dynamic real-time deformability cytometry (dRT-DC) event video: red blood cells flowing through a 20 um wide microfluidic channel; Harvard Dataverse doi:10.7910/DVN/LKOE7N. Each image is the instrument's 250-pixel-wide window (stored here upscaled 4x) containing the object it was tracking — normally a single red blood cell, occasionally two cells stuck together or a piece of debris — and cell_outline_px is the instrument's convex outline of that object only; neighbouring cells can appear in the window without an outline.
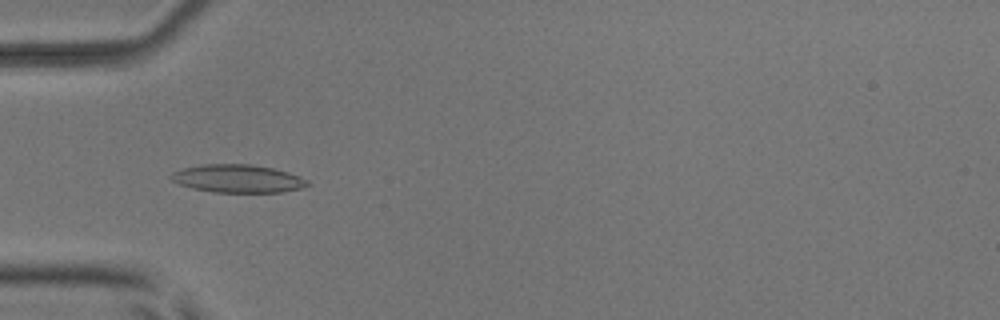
{"species": "common noctule bat (a hibernating species)", "species_latin": "Nyctalus noctula", "temperature_condition": "room temperature", "stored_images_in_passage": 38, "camera_frame_rate_fps": 3000, "um_per_image_px": 0.085, "animal": {"sex": "male", "body_mass_g": 17.9, "forearm_length_mm": 54.2}, "frame": {"image": 1, "passage_image": 6, "time_ms": 1.667, "image_size_px": [1000, 320], "cell_outline_px": [[312, 184], [300, 188], [280, 192], [212, 192], [192, 188], [180, 184], [172, 180], [168, 176], [172, 172], [184, 168], [200, 164], [252, 164], [272, 168], [288, 172], [300, 176], [308, 180]], "centroid_in_image_um": [20.21, 15.17], "position_along_channel_um": 64.8, "area_um2": 22.31}}
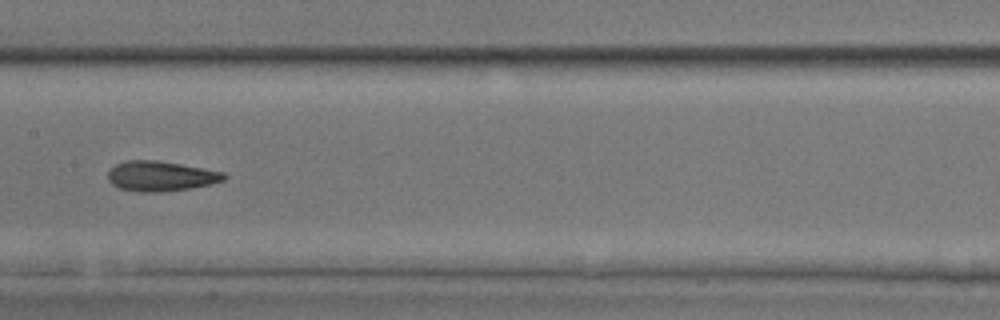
{"frame": {"image": 2, "passage_image": 16, "time_ms": 5.0, "image_size_px": [1000, 320], "cell_outline_px": [[228, 176], [224, 180], [212, 184], [188, 188], [160, 192], [140, 192], [120, 188], [112, 184], [108, 180], [108, 172], [116, 164], [124, 160], [156, 160], [180, 164], [224, 172]], "centroid_in_image_um": [13.66, 14.96], "position_along_channel_um": 193.7, "area_um2": 20.23}}
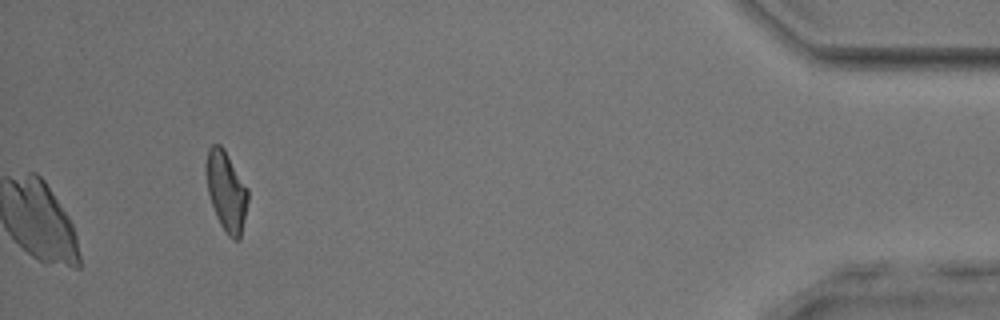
{"frame": {"image": 3, "passage_image": 38, "time_ms": 12.333, "image_size_px": [1000, 320], "cell_outline_px": [[248, 200], [240, 240], [232, 240], [228, 236], [220, 224], [216, 216], [208, 192], [204, 164], [208, 148], [212, 144], [220, 144], [224, 148], [248, 188]], "centroid_in_image_um": [19.22, 16.23], "position_along_channel_um": 416.0, "area_um2": 19.65}, "authors_computed_cell_mechanics": {"area_um2": 20.0566, "velocity_mm_per_s": 3.9293, "shape_relaxation_time_tau1_ms": 4.8099, "shape_relaxation_time_tau2_ms": 1.9925, "deformation_change_tau1": 0.1798, "deformation_change_tau2": 0.1038}}